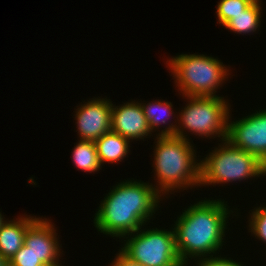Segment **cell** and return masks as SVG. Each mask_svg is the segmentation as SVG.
<instances>
[{"mask_svg":"<svg viewBox=\"0 0 266 266\" xmlns=\"http://www.w3.org/2000/svg\"><path fill=\"white\" fill-rule=\"evenodd\" d=\"M162 196L152 183L125 180L101 201L94 226L105 235L123 238L143 227L159 208ZM161 199V200H160Z\"/></svg>","mask_w":266,"mask_h":266,"instance_id":"6da1fadb","label":"cell"},{"mask_svg":"<svg viewBox=\"0 0 266 266\" xmlns=\"http://www.w3.org/2000/svg\"><path fill=\"white\" fill-rule=\"evenodd\" d=\"M231 212L223 199L201 200L185 208L173 225L182 263L187 266L192 258L196 261L200 257L214 256L222 249Z\"/></svg>","mask_w":266,"mask_h":266,"instance_id":"7a4b0ae2","label":"cell"},{"mask_svg":"<svg viewBox=\"0 0 266 266\" xmlns=\"http://www.w3.org/2000/svg\"><path fill=\"white\" fill-rule=\"evenodd\" d=\"M157 140V141H156ZM154 147L155 189L163 197L176 190L200 185V161L196 159L194 145L175 135L156 136ZM185 188V189H184ZM175 190V191H174Z\"/></svg>","mask_w":266,"mask_h":266,"instance_id":"3957f363","label":"cell"},{"mask_svg":"<svg viewBox=\"0 0 266 266\" xmlns=\"http://www.w3.org/2000/svg\"><path fill=\"white\" fill-rule=\"evenodd\" d=\"M176 87L185 96H219L230 75L228 67L217 58L204 54H180L166 61Z\"/></svg>","mask_w":266,"mask_h":266,"instance_id":"277c9868","label":"cell"},{"mask_svg":"<svg viewBox=\"0 0 266 266\" xmlns=\"http://www.w3.org/2000/svg\"><path fill=\"white\" fill-rule=\"evenodd\" d=\"M200 159V185L228 184L266 176V164L256 155L233 146L228 140Z\"/></svg>","mask_w":266,"mask_h":266,"instance_id":"5b68a950","label":"cell"},{"mask_svg":"<svg viewBox=\"0 0 266 266\" xmlns=\"http://www.w3.org/2000/svg\"><path fill=\"white\" fill-rule=\"evenodd\" d=\"M188 100L185 107L177 117L176 135L185 140L189 136L185 133L199 137L220 138L226 140L230 107L228 101L221 96H185ZM188 136V137H187ZM215 136V137H214Z\"/></svg>","mask_w":266,"mask_h":266,"instance_id":"8992f818","label":"cell"},{"mask_svg":"<svg viewBox=\"0 0 266 266\" xmlns=\"http://www.w3.org/2000/svg\"><path fill=\"white\" fill-rule=\"evenodd\" d=\"M129 235L123 237L127 240H124L121 251L142 266L184 264L177 253L173 227L168 231L158 228L146 230L141 227Z\"/></svg>","mask_w":266,"mask_h":266,"instance_id":"52a82bcc","label":"cell"},{"mask_svg":"<svg viewBox=\"0 0 266 266\" xmlns=\"http://www.w3.org/2000/svg\"><path fill=\"white\" fill-rule=\"evenodd\" d=\"M227 137L233 146L256 155L266 164V109L259 110L239 120L230 121Z\"/></svg>","mask_w":266,"mask_h":266,"instance_id":"ba28073f","label":"cell"},{"mask_svg":"<svg viewBox=\"0 0 266 266\" xmlns=\"http://www.w3.org/2000/svg\"><path fill=\"white\" fill-rule=\"evenodd\" d=\"M75 111L76 132L79 139L96 141L111 131L112 102L107 98H92L80 104Z\"/></svg>","mask_w":266,"mask_h":266,"instance_id":"9c48e42d","label":"cell"},{"mask_svg":"<svg viewBox=\"0 0 266 266\" xmlns=\"http://www.w3.org/2000/svg\"><path fill=\"white\" fill-rule=\"evenodd\" d=\"M55 226L47 218L39 217L27 230L24 245L45 266H60L62 245Z\"/></svg>","mask_w":266,"mask_h":266,"instance_id":"30bf717a","label":"cell"},{"mask_svg":"<svg viewBox=\"0 0 266 266\" xmlns=\"http://www.w3.org/2000/svg\"><path fill=\"white\" fill-rule=\"evenodd\" d=\"M111 131L128 140H139L151 136L152 132L143 113L140 102L135 100L113 105L111 109Z\"/></svg>","mask_w":266,"mask_h":266,"instance_id":"8fae6325","label":"cell"},{"mask_svg":"<svg viewBox=\"0 0 266 266\" xmlns=\"http://www.w3.org/2000/svg\"><path fill=\"white\" fill-rule=\"evenodd\" d=\"M14 220H6L0 227V254L10 260L24 245L28 228L39 218L20 215Z\"/></svg>","mask_w":266,"mask_h":266,"instance_id":"7c38bea8","label":"cell"},{"mask_svg":"<svg viewBox=\"0 0 266 266\" xmlns=\"http://www.w3.org/2000/svg\"><path fill=\"white\" fill-rule=\"evenodd\" d=\"M140 104L152 133H154V131L156 132V129H160L159 127H161L162 124H166L168 127L162 125L163 129L157 133V136L176 135L177 120L174 122L176 124L168 121V119L171 120L170 118L175 114L172 110L173 105L171 102L157 100L148 102L147 104L140 102Z\"/></svg>","mask_w":266,"mask_h":266,"instance_id":"4fadbf2b","label":"cell"},{"mask_svg":"<svg viewBox=\"0 0 266 266\" xmlns=\"http://www.w3.org/2000/svg\"><path fill=\"white\" fill-rule=\"evenodd\" d=\"M130 140L110 131L95 141L100 164L118 163L128 156Z\"/></svg>","mask_w":266,"mask_h":266,"instance_id":"5bb4252c","label":"cell"},{"mask_svg":"<svg viewBox=\"0 0 266 266\" xmlns=\"http://www.w3.org/2000/svg\"><path fill=\"white\" fill-rule=\"evenodd\" d=\"M262 1H254L243 13L235 15L224 27L237 34L254 33L261 25V3ZM258 28V29H257Z\"/></svg>","mask_w":266,"mask_h":266,"instance_id":"9a60e30c","label":"cell"},{"mask_svg":"<svg viewBox=\"0 0 266 266\" xmlns=\"http://www.w3.org/2000/svg\"><path fill=\"white\" fill-rule=\"evenodd\" d=\"M71 155L75 167L83 172H98L103 166L100 164L94 141L79 140Z\"/></svg>","mask_w":266,"mask_h":266,"instance_id":"2e32d148","label":"cell"},{"mask_svg":"<svg viewBox=\"0 0 266 266\" xmlns=\"http://www.w3.org/2000/svg\"><path fill=\"white\" fill-rule=\"evenodd\" d=\"M253 2L254 0H220L216 9L218 24L225 26L235 15L243 13Z\"/></svg>","mask_w":266,"mask_h":266,"instance_id":"e0dca14e","label":"cell"},{"mask_svg":"<svg viewBox=\"0 0 266 266\" xmlns=\"http://www.w3.org/2000/svg\"><path fill=\"white\" fill-rule=\"evenodd\" d=\"M249 216V232L257 237V239L266 243V205L252 209Z\"/></svg>","mask_w":266,"mask_h":266,"instance_id":"ac0fdd59","label":"cell"},{"mask_svg":"<svg viewBox=\"0 0 266 266\" xmlns=\"http://www.w3.org/2000/svg\"><path fill=\"white\" fill-rule=\"evenodd\" d=\"M9 266H45L37 257L23 245L21 249L9 260Z\"/></svg>","mask_w":266,"mask_h":266,"instance_id":"d6986e66","label":"cell"},{"mask_svg":"<svg viewBox=\"0 0 266 266\" xmlns=\"http://www.w3.org/2000/svg\"><path fill=\"white\" fill-rule=\"evenodd\" d=\"M219 256V257H218ZM218 256H208L198 259L195 264L197 266H244L240 262H236L233 259L227 257Z\"/></svg>","mask_w":266,"mask_h":266,"instance_id":"ffe728a7","label":"cell"},{"mask_svg":"<svg viewBox=\"0 0 266 266\" xmlns=\"http://www.w3.org/2000/svg\"><path fill=\"white\" fill-rule=\"evenodd\" d=\"M110 266H142L140 263L133 261L127 255H125L120 249L119 253L116 254L115 259L112 261Z\"/></svg>","mask_w":266,"mask_h":266,"instance_id":"44dd1931","label":"cell"},{"mask_svg":"<svg viewBox=\"0 0 266 266\" xmlns=\"http://www.w3.org/2000/svg\"><path fill=\"white\" fill-rule=\"evenodd\" d=\"M0 266H9V260L0 254Z\"/></svg>","mask_w":266,"mask_h":266,"instance_id":"7402d4cb","label":"cell"},{"mask_svg":"<svg viewBox=\"0 0 266 266\" xmlns=\"http://www.w3.org/2000/svg\"><path fill=\"white\" fill-rule=\"evenodd\" d=\"M5 217L2 215V213L0 212V227L1 225L5 222Z\"/></svg>","mask_w":266,"mask_h":266,"instance_id":"603a6c76","label":"cell"},{"mask_svg":"<svg viewBox=\"0 0 266 266\" xmlns=\"http://www.w3.org/2000/svg\"><path fill=\"white\" fill-rule=\"evenodd\" d=\"M177 266H186L185 264H178Z\"/></svg>","mask_w":266,"mask_h":266,"instance_id":"cb8c5ba5","label":"cell"}]
</instances>
